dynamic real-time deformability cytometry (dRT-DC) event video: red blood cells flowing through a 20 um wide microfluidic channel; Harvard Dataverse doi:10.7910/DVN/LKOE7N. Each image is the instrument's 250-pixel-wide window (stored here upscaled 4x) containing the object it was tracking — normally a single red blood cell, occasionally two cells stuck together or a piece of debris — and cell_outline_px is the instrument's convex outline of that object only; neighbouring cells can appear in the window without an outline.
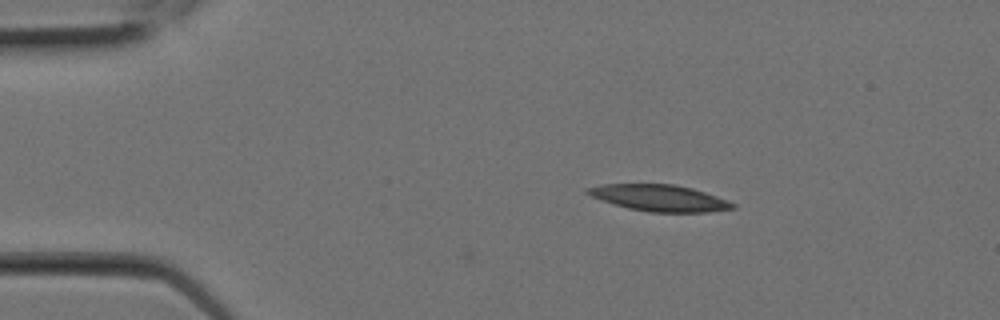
{"species": "Egyptian fruit bat (a non-hibernating species)", "species_latin": "Rousettus aegyptiacus", "temperature_condition": "room temperature", "stored_images_in_passage": 2, "camera_frame_rate_fps": 3000, "um_per_image_px": 0.085, "animal": {"sex": "female"}, "frame": {"image": 1, "passage_image": 2, "time_ms": 0.333, "image_size_px": [1000, 320], "cell_outline_px": [[736, 208], [708, 212], [648, 212], [628, 208], [592, 196], [584, 192], [584, 188], [604, 184], [672, 184], [692, 188], [728, 200], [736, 204]], "centroid_in_image_um": [56.07, 16.82], "position_along_channel_um": 28.9, "area_um2": 22.2}}